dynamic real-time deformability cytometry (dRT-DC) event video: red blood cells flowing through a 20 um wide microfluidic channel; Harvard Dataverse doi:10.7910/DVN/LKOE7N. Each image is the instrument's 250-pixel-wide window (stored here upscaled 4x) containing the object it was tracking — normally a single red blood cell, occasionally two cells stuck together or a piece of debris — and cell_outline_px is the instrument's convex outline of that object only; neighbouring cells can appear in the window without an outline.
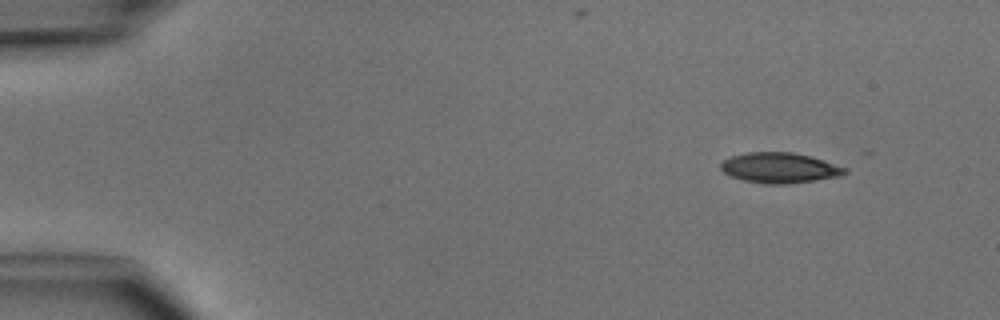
{"species": "common noctule bat (a hibernating species)", "species_latin": "Nyctalus noctula", "temperature_condition": "cold", "stored_images_in_passage": 6, "camera_frame_rate_fps": 3000, "um_per_image_px": 0.085, "animal": {"sex": "male", "body_mass_g": 15.6}, "frame": {"image": 1, "passage_image": 1, "time_ms": 0.0, "image_size_px": [1000, 320], "cell_outline_px": [[848, 172], [844, 176], [816, 180], [784, 184], [764, 184], [744, 180], [732, 176], [724, 172], [720, 168], [720, 164], [724, 160], [732, 156], [748, 152], [792, 152], [808, 156], [848, 168]], "centroid_in_image_um": [66.29, 14.27], "position_along_channel_um": 18.7, "area_um2": 21.85}}
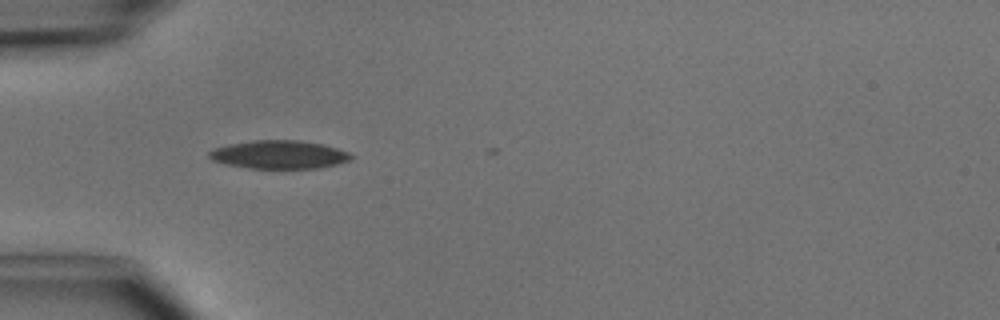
{"frame": {"image": 2, "passage_image": 4, "time_ms": 3.333, "image_size_px": [1000, 320], "cell_outline_px": [[356, 156], [348, 160], [336, 164], [320, 168], [248, 168], [228, 164], [212, 160], [208, 156], [208, 152], [212, 148], [228, 144], [252, 140], [300, 140], [324, 144], [348, 152]], "centroid_in_image_um": [23.71, 13.13], "position_along_channel_um": 61.3, "area_um2": 23.47}}